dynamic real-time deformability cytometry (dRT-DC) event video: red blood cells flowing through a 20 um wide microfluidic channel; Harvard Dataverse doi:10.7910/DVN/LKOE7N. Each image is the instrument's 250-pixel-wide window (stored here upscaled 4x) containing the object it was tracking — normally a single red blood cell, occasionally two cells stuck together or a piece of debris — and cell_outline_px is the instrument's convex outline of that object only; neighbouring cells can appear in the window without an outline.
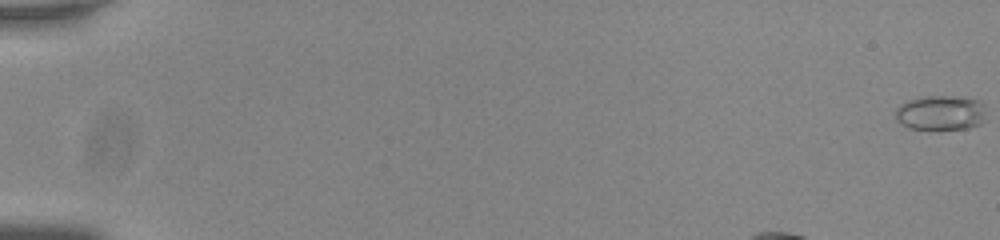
{"species": "common noctule bat (a hibernating species)", "species_latin": "Nyctalus noctula", "temperature_condition": "room temperature", "stored_images_in_passage": 53, "camera_frame_rate_fps": 3000, "um_per_image_px": 0.085, "animal": {"sex": "male", "body_mass_g": 20.0, "forearm_length_mm": 53.3}, "frame": {"image": 1, "passage_image": 1, "time_ms": 0.0, "image_size_px": [1000, 240], "cell_outline_px": [[984, 112], [980, 124], [968, 128], [932, 132], [908, 128], [896, 120], [896, 108], [900, 104], [908, 100], [920, 96], [964, 96], [980, 100], [984, 104]], "centroid_in_image_um": [79.93, 9.61], "position_along_channel_um": 5.1, "area_um2": 19.19}}
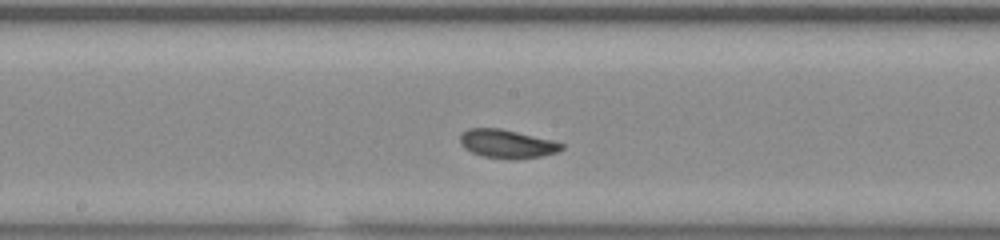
{"frame": {"image": 2, "passage_image": 27, "time_ms": 8.667, "image_size_px": [1000, 240], "cell_outline_px": [[564, 148], [556, 152], [544, 156], [512, 160], [508, 160], [484, 156], [472, 152], [464, 148], [460, 144], [460, 136], [468, 128], [500, 128], [552, 140], [564, 144]], "centroid_in_image_um": [43.1, 12.24], "position_along_channel_um": 205.1, "area_um2": 16.94}}
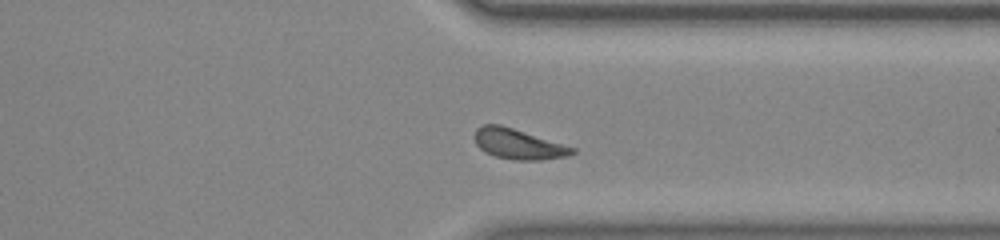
{"frame": {"image": 3, "passage_image": 40, "time_ms": 13.0, "image_size_px": [1000, 240], "cell_outline_px": [[576, 152], [568, 156], [540, 160], [516, 160], [496, 156], [484, 152], [476, 144], [476, 128], [484, 124], [500, 124], [576, 148]], "centroid_in_image_um": [44.07, 12.25], "position_along_channel_um": 367.3, "area_um2": 17.05}, "authors_computed_cell_mechanics": {"area_um2": 16.9932, "velocity_mm_per_s": 3.7359, "shape_relaxation_time_tau1_ms": 1.733, "shape_relaxation_time_tau2_ms": null, "deformation_change_tau1": 0.0939, "deformation_change_tau2": null}}